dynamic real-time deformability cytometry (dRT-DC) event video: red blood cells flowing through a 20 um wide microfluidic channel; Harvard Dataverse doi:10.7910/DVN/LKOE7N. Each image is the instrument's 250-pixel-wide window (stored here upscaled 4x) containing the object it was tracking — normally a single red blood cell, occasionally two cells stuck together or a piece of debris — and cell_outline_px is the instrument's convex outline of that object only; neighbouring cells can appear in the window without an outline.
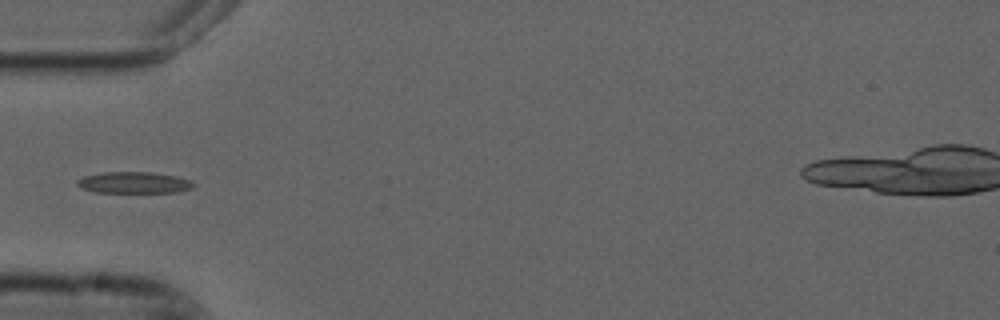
{"species": "common noctule bat (a hibernating species)", "species_latin": "Nyctalus noctula", "temperature_condition": "cold", "stored_images_in_passage": 2, "camera_frame_rate_fps": 3000, "um_per_image_px": 0.085, "animal": {"sex": "male", "forearm_length_mm": 52.5}, "frame": {"image": 1, "passage_image": 2, "time_ms": 0.333, "image_size_px": [1000, 320], "cell_outline_px": [[196, 184], [192, 188], [176, 192], [96, 192], [80, 188], [76, 184], [76, 180], [84, 176], [104, 172], [152, 172], [176, 176], [192, 180]], "centroid_in_image_um": [11.39, 15.51], "position_along_channel_um": 73.6, "area_um2": 14.57}}